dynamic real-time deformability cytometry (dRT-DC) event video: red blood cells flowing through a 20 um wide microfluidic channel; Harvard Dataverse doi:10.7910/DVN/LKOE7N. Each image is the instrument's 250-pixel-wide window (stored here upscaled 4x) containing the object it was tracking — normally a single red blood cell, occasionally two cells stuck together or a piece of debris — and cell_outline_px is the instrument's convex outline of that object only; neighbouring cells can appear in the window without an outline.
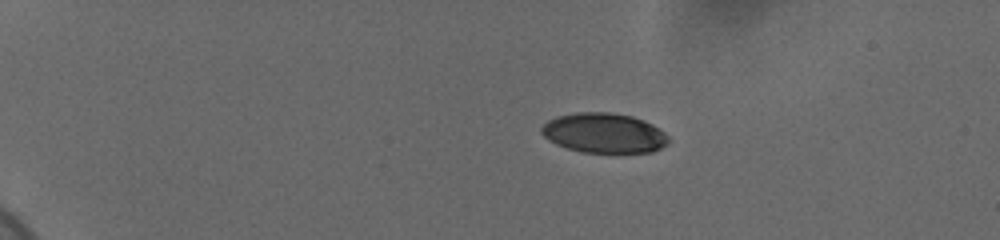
{"species": "human", "species_latin": "Homo sapiens", "temperature_condition": "cold", "stored_images_in_passage": 54, "camera_frame_rate_fps": 3000, "um_per_image_px": 0.085, "donor": {"sex": "female"}, "frame": {"image": 1, "passage_image": 1, "time_ms": 0.0, "image_size_px": [1000, 240], "cell_outline_px": [[668, 144], [652, 152], [580, 152], [556, 144], [548, 140], [540, 132], [540, 128], [548, 120], [556, 116], [576, 112], [612, 112], [632, 116], [644, 120], [652, 124], [664, 132], [668, 136]], "centroid_in_image_um": [51.32, 11.3], "position_along_channel_um": 33.7, "area_um2": 29.59}}
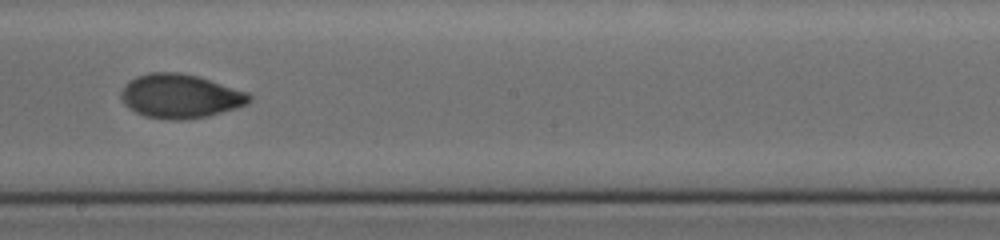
{"frame": {"image": 2, "passage_image": 30, "time_ms": 8.0, "image_size_px": [1000, 240], "cell_outline_px": [[252, 100], [236, 108], [208, 116], [180, 120], [144, 116], [128, 108], [124, 104], [120, 96], [120, 92], [124, 84], [128, 80], [136, 76], [148, 72], [180, 72], [200, 76], [248, 92], [252, 96]], "centroid_in_image_um": [15.3, 8.15], "position_along_channel_um": 232.9, "area_um2": 33.12}}
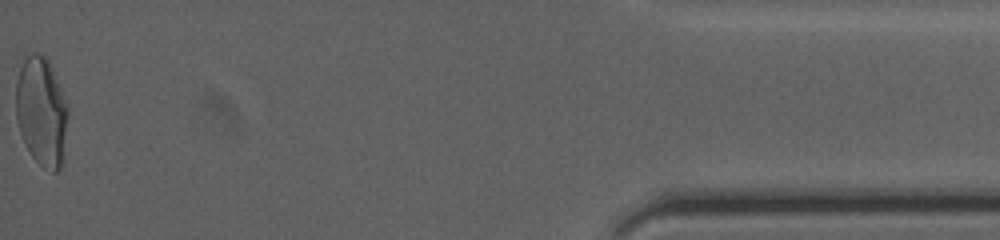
{"frame": {"image": 3, "passage_image": 54, "time_ms": 15.333, "image_size_px": [1000, 240], "cell_outline_px": [[68, 116], [60, 168], [56, 172], [52, 172], [44, 168], [32, 156], [20, 132], [16, 120], [16, 80], [20, 68], [24, 60], [32, 52], [36, 52], [44, 56], [48, 60], [68, 112]], "centroid_in_image_um": [3.49, 9.49], "position_along_channel_um": 431.7, "area_um2": 32.14}, "authors_computed_cell_mechanics": {"area_um2": 32.1079, "velocity_mm_per_s": 3.6712, "shape_relaxation_time_tau1_ms": 8.6267, "shape_relaxation_time_tau2_ms": 1.1462, "deformation_change_tau1": 0.2138, "deformation_change_tau2": 0.0461}}